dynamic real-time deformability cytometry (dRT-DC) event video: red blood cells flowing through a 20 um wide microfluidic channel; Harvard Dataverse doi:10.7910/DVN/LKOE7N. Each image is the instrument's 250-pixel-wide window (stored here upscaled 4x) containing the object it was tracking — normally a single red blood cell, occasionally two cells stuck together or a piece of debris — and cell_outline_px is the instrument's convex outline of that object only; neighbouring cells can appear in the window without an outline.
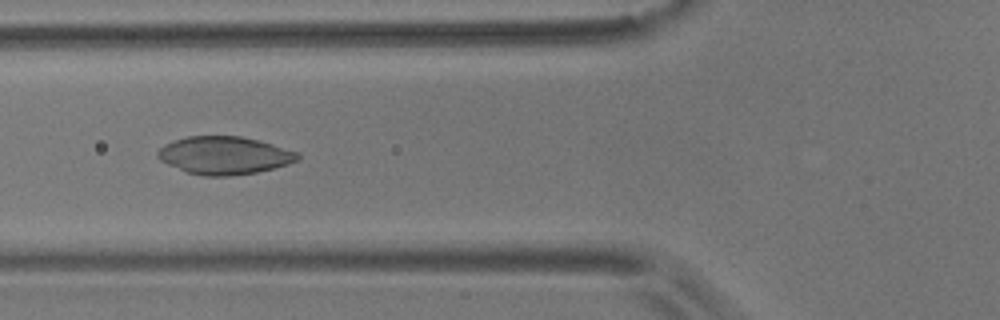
{"species": "common noctule bat (a hibernating species)", "species_latin": "Nyctalus noctula", "temperature_condition": "room temperature", "stored_images_in_passage": 8, "camera_frame_rate_fps": 3000, "um_per_image_px": 0.085, "animal": {"sex": "male", "body_mass_g": 17.9}, "frame": {"image": 1, "passage_image": 5, "time_ms": 4.333, "image_size_px": [1000, 320], "cell_outline_px": [[300, 156], [296, 160], [288, 164], [256, 172], [228, 176], [204, 176], [188, 172], [168, 164], [160, 160], [156, 156], [156, 152], [164, 144], [188, 136], [240, 136], [272, 144], [300, 152]], "centroid_in_image_um": [19.06, 13.2], "position_along_channel_um": 106.7, "area_um2": 30.58}}
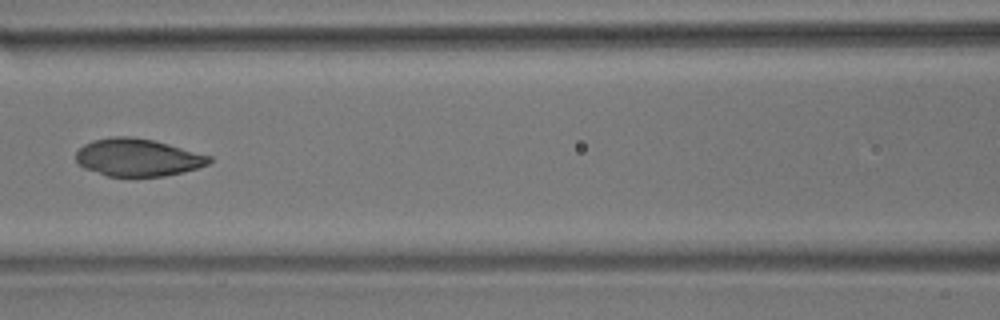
{"frame": {"image": 2, "passage_image": 6, "time_ms": 5.667, "image_size_px": [1000, 320], "cell_outline_px": [[212, 160], [208, 164], [196, 168], [164, 176], [108, 176], [84, 168], [76, 160], [76, 152], [84, 144], [92, 140], [112, 136], [132, 136], [152, 140], [168, 144], [212, 156]], "centroid_in_image_um": [11.69, 13.37], "position_along_channel_um": 154.9, "area_um2": 28.96}}
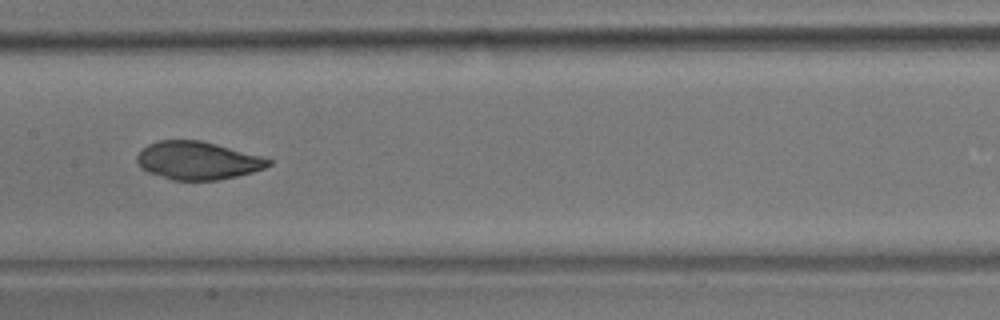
{"frame": {"image": 3, "passage_image": 7, "time_ms": 6.667, "image_size_px": [1000, 320], "cell_outline_px": [[272, 164], [264, 168], [252, 172], [236, 176], [216, 180], [172, 180], [148, 172], [140, 168], [136, 160], [136, 156], [148, 144], [160, 140], [200, 140], [216, 144], [260, 156], [272, 160]], "centroid_in_image_um": [16.77, 13.65], "position_along_channel_um": 190.6, "area_um2": 28.9}}